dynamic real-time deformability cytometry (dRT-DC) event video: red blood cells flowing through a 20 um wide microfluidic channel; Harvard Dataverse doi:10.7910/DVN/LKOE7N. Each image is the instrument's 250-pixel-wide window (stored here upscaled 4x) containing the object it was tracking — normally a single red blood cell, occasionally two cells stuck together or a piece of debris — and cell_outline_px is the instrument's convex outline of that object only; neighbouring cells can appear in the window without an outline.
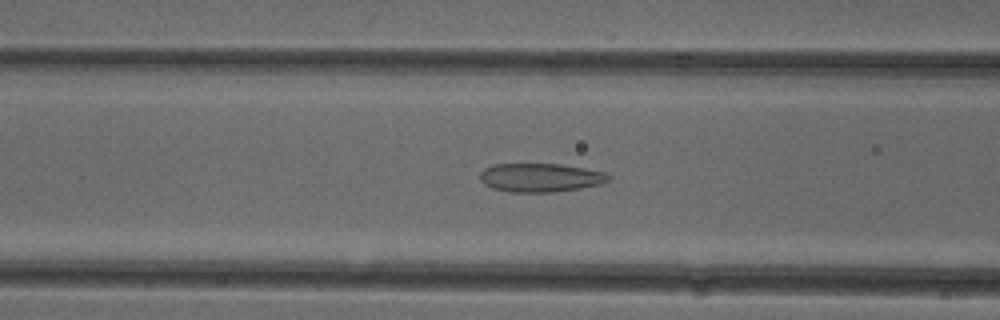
{"species": "common noctule bat (a hibernating species)", "species_latin": "Nyctalus noctula", "temperature_condition": "cold", "stored_images_in_passage": 50, "camera_frame_rate_fps": 3000, "um_per_image_px": 0.085, "animal": {"sex": "female"}, "frame": {"image": 1, "passage_image": 19, "time_ms": 6.0, "image_size_px": [1000, 320], "cell_outline_px": [[608, 180], [600, 184], [580, 188], [552, 192], [508, 192], [492, 188], [484, 184], [480, 180], [480, 172], [484, 168], [492, 164], [560, 164], [584, 168], [604, 172], [608, 176]], "centroid_in_image_um": [45.87, 15.09], "position_along_channel_um": 120.7, "area_um2": 21.39}}
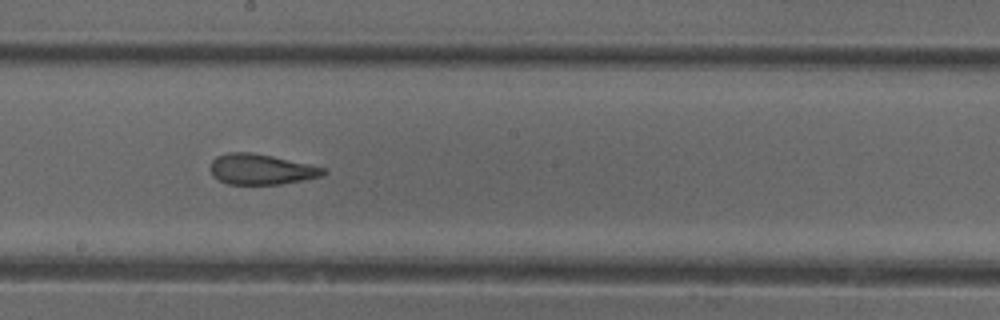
{"frame": {"image": 2, "passage_image": 27, "time_ms": 8.667, "image_size_px": [1000, 320], "cell_outline_px": [[328, 172], [320, 176], [280, 184], [228, 184], [212, 176], [208, 168], [212, 160], [216, 156], [228, 152], [252, 152], [272, 156], [328, 168]], "centroid_in_image_um": [22.16, 14.38], "position_along_channel_um": 226.0, "area_um2": 20.17}}
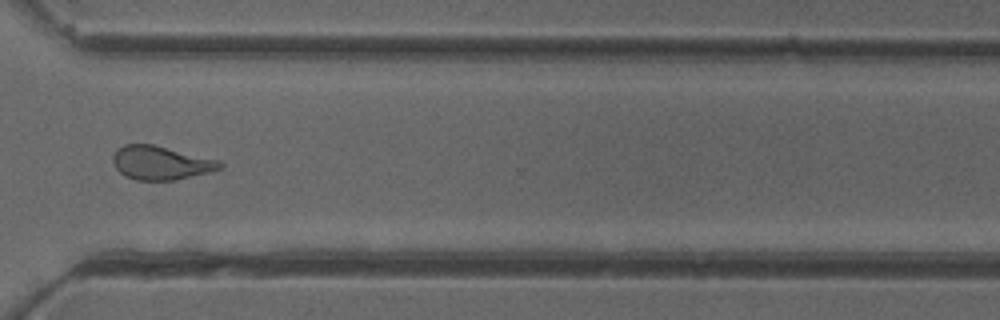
{"frame": {"image": 3, "passage_image": 37, "time_ms": 12.0, "image_size_px": [1000, 320], "cell_outline_px": [[224, 168], [212, 172], [176, 180], [136, 180], [124, 176], [116, 168], [112, 160], [112, 156], [124, 144], [152, 144], [220, 160], [224, 164]], "centroid_in_image_um": [13.72, 13.85], "position_along_channel_um": 356.9, "area_um2": 21.15}, "authors_computed_cell_mechanics": {"area_um2": 21.675, "velocity_mm_per_s": 3.9386, "shape_relaxation_time_tau1_ms": null, "shape_relaxation_time_tau2_ms": 1.4955, "deformation_change_tau1": null, "deformation_change_tau2": 0.097}}